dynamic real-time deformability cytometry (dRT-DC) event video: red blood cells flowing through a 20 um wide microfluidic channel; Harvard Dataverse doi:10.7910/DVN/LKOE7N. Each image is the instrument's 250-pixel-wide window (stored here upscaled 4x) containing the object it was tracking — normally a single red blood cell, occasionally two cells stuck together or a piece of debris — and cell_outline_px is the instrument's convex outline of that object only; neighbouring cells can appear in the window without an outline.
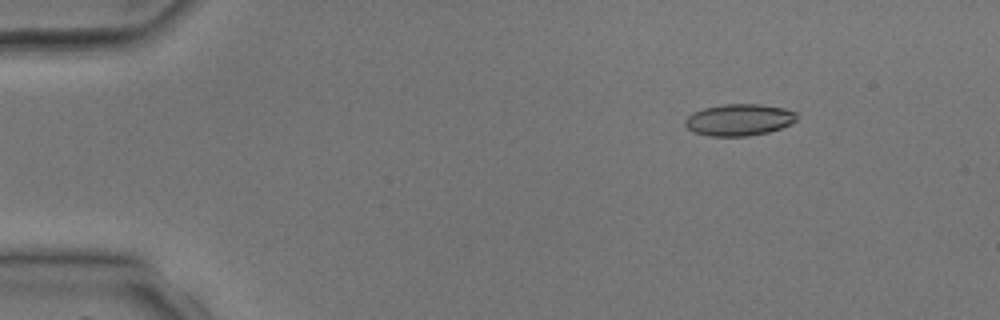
{"species": "common noctule bat (a hibernating species)", "species_latin": "Nyctalus noctula", "temperature_condition": "room temperature", "stored_images_in_passage": 4, "camera_frame_rate_fps": 3000, "um_per_image_px": 0.085, "animal": {"sex": "male", "body_mass_g": 17.9, "forearm_length_mm": 54.2}, "frame": {"image": 1, "passage_image": 2, "time_ms": 1.0, "image_size_px": [1000, 320], "cell_outline_px": [[796, 120], [780, 128], [768, 132], [748, 136], [708, 136], [692, 132], [684, 124], [684, 120], [692, 112], [704, 108], [724, 104], [760, 104], [784, 108], [796, 112]], "centroid_in_image_um": [62.78, 10.18], "position_along_channel_um": 22.2, "area_um2": 20.63}}
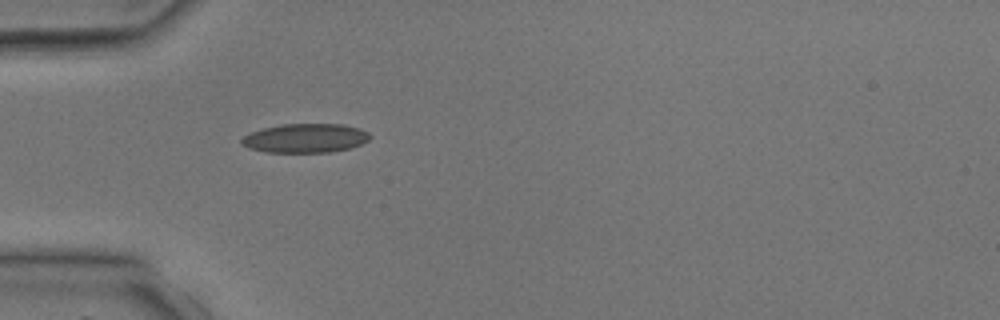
{"frame": {"image": 2, "passage_image": 4, "time_ms": 3.333, "image_size_px": [1000, 320], "cell_outline_px": [[372, 136], [368, 140], [352, 148], [332, 152], [264, 152], [248, 148], [240, 140], [244, 136], [252, 132], [264, 128], [280, 124], [344, 124], [360, 128], [368, 132]], "centroid_in_image_um": [25.99, 11.74], "position_along_channel_um": 59.0, "area_um2": 21.79}}